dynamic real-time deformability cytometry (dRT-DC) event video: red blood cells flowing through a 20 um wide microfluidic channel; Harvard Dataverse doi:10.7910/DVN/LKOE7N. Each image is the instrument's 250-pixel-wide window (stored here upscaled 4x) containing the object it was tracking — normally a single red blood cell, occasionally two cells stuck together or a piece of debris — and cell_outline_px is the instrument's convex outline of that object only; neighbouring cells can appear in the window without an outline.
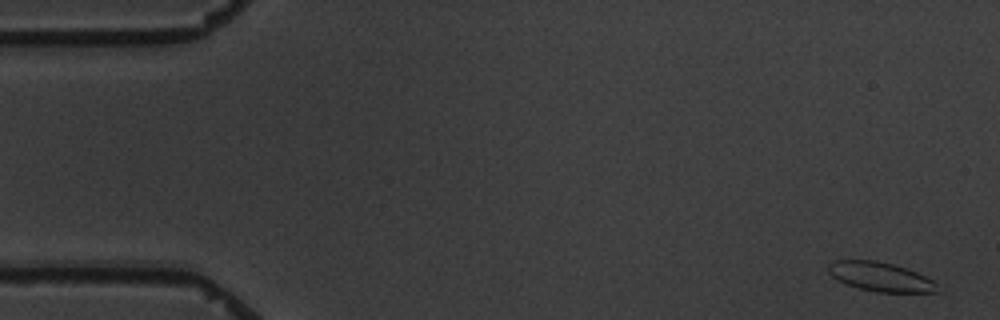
{"species": "common noctule bat (a hibernating species)", "species_latin": "Nyctalus noctula", "temperature_condition": "warm", "stored_images_in_passage": 5, "camera_frame_rate_fps": 3000, "um_per_image_px": 0.085, "animal": {"sex": "male", "body_mass_g": 19.5, "forearm_length_mm": 54.6}, "frame": {"image": 1, "passage_image": 1, "time_ms": 0.0, "image_size_px": [1000, 320], "cell_outline_px": [[936, 292], [876, 292], [860, 288], [848, 284], [832, 276], [828, 272], [828, 264], [836, 260], [876, 260], [892, 264], [916, 272], [932, 280], [936, 284]], "centroid_in_image_um": [74.81, 23.51], "position_along_channel_um": 10.2, "area_um2": 18.09}}
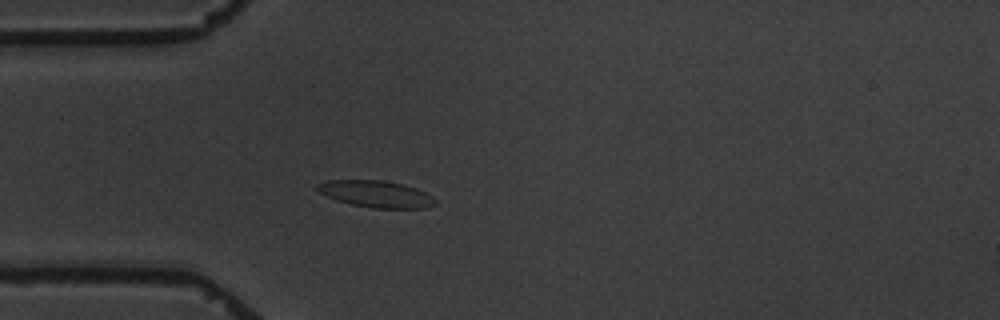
{"frame": {"image": 2, "passage_image": 5, "time_ms": 4.667, "image_size_px": [1000, 320], "cell_outline_px": [[436, 204], [424, 208], [372, 208], [352, 204], [336, 200], [320, 192], [316, 188], [316, 184], [328, 180], [384, 180], [416, 188], [432, 196], [436, 200]], "centroid_in_image_um": [31.96, 16.49], "position_along_channel_um": 53.0, "area_um2": 18.21}}